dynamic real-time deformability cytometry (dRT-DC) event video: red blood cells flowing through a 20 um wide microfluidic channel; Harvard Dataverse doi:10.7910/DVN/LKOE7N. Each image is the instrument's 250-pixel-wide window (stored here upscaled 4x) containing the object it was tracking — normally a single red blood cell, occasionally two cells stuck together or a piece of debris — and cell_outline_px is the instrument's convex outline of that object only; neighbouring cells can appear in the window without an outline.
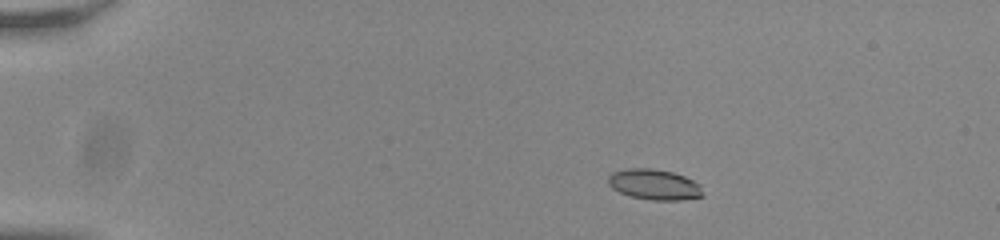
{"species": "common noctule bat (a hibernating species)", "species_latin": "Nyctalus noctula", "temperature_condition": "room temperature", "stored_images_in_passage": 47, "camera_frame_rate_fps": 3000, "um_per_image_px": 0.085, "animal": {"sex": "male", "body_mass_g": 20.0, "forearm_length_mm": 53.3}, "frame": {"image": 1, "passage_image": 2, "time_ms": 0.333, "image_size_px": [1000, 240], "cell_outline_px": [[704, 196], [680, 200], [652, 200], [632, 196], [620, 192], [612, 188], [608, 184], [608, 176], [612, 172], [628, 168], [652, 168], [672, 172], [684, 176], [700, 184]], "centroid_in_image_um": [55.61, 15.68], "position_along_channel_um": 29.4, "area_um2": 16.82}}
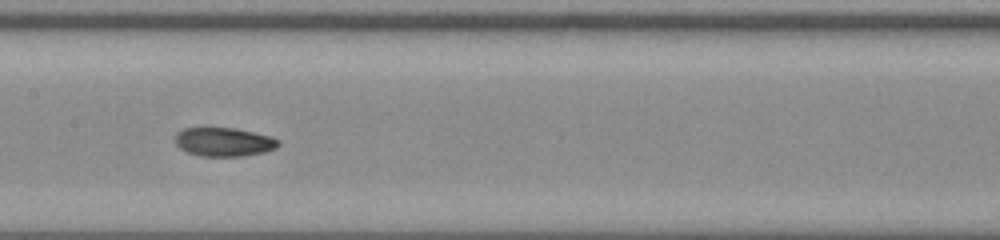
{"frame": {"image": 2, "passage_image": 21, "time_ms": 6.667, "image_size_px": [1000, 240], "cell_outline_px": [[280, 144], [276, 148], [264, 152], [244, 156], [200, 156], [188, 152], [180, 148], [176, 144], [176, 132], [184, 128], [236, 128], [272, 136], [280, 140]], "centroid_in_image_um": [19.06, 12.06], "position_along_channel_um": 188.3, "area_um2": 17.4}}
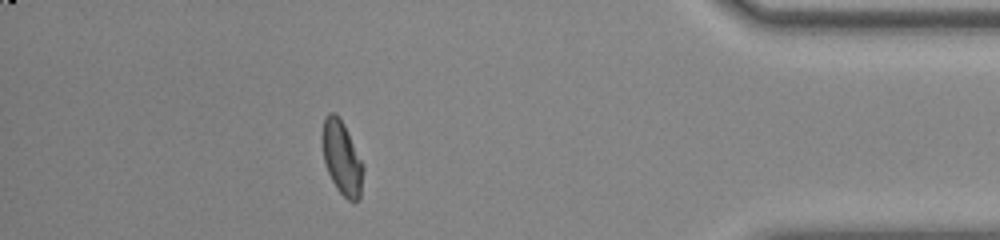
{"frame": {"image": 3, "passage_image": 41, "time_ms": 13.333, "image_size_px": [1000, 240], "cell_outline_px": [[364, 168], [360, 200], [356, 204], [352, 204], [336, 188], [328, 172], [324, 160], [320, 136], [324, 120], [328, 112], [332, 112], [344, 124], [364, 164]], "centroid_in_image_um": [29.07, 13.47], "position_along_channel_um": 406.1, "area_um2": 17.86}, "authors_computed_cell_mechanics": {"area_um2": 17.3978, "velocity_mm_per_s": 3.8294, "shape_relaxation_time_tau1_ms": 10.1885, "shape_relaxation_time_tau2_ms": 2.2837, "deformation_change_tau1": 0.2139, "deformation_change_tau2": 0.0672}}